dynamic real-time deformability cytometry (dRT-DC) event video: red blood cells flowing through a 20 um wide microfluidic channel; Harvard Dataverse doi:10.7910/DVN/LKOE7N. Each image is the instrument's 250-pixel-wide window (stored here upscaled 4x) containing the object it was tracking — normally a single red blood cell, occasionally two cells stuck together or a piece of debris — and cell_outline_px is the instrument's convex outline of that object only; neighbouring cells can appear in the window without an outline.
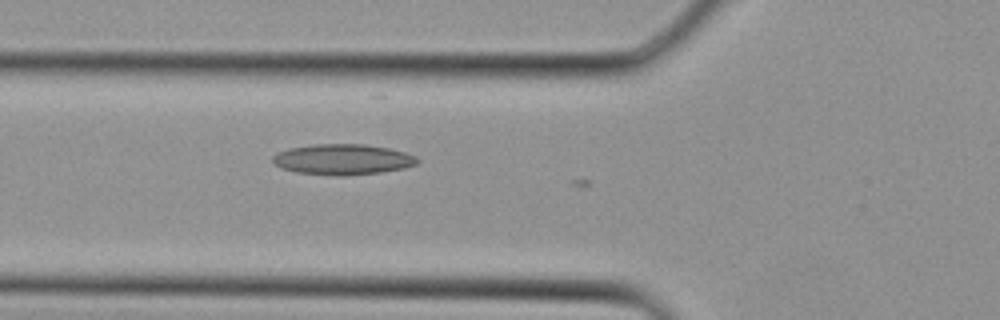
{"species": "Egyptian fruit bat (a non-hibernating species)", "species_latin": "Rousettus aegyptiacus", "temperature_condition": "cold", "stored_images_in_passage": 3, "camera_frame_rate_fps": 3000, "um_per_image_px": 0.085, "animal": {"sex": "female"}, "frame": {"image": 1, "passage_image": 2, "time_ms": 0.333, "image_size_px": [1000, 320], "cell_outline_px": [[420, 160], [416, 164], [404, 168], [380, 172], [344, 176], [336, 176], [296, 172], [280, 168], [272, 160], [272, 156], [276, 152], [288, 148], [312, 144], [364, 144], [388, 148], [404, 152], [416, 156]], "centroid_in_image_um": [29.1, 13.55], "position_along_channel_um": 96.7, "area_um2": 25.95}}